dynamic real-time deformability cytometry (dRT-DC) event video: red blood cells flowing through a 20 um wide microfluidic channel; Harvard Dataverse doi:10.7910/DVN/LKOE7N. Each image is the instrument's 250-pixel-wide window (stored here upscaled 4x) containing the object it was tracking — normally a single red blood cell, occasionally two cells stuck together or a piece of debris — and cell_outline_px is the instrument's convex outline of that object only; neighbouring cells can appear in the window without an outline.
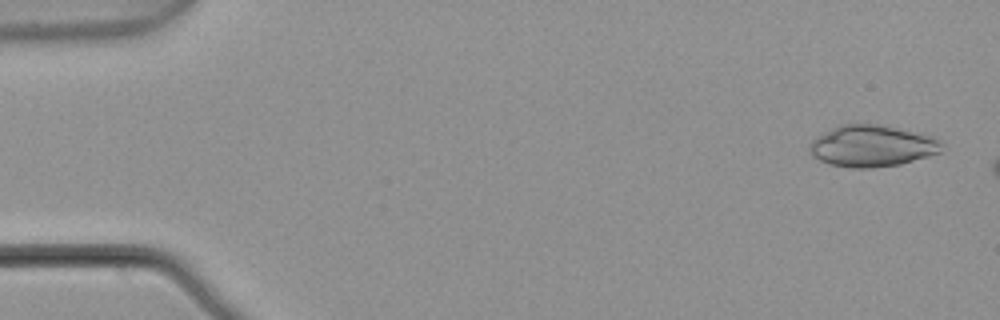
{"species": "common noctule bat (a hibernating species)", "species_latin": "Nyctalus noctula", "temperature_condition": "warm", "stored_images_in_passage": 3, "camera_frame_rate_fps": 3000, "um_per_image_px": 0.085, "animal": {"sex": "male", "body_mass_g": 21.5, "forearm_length_mm": 52.0}, "frame": {"image": 1, "passage_image": 1, "time_ms": 0.0, "image_size_px": [1000, 320], "cell_outline_px": [[944, 144], [940, 152], [928, 156], [900, 164], [872, 168], [852, 168], [828, 164], [812, 156], [808, 148], [808, 144], [812, 140], [832, 128], [840, 124], [876, 124], [932, 136], [940, 140]], "centroid_in_image_um": [74.1, 12.42], "position_along_channel_um": 10.9, "area_um2": 31.85}}